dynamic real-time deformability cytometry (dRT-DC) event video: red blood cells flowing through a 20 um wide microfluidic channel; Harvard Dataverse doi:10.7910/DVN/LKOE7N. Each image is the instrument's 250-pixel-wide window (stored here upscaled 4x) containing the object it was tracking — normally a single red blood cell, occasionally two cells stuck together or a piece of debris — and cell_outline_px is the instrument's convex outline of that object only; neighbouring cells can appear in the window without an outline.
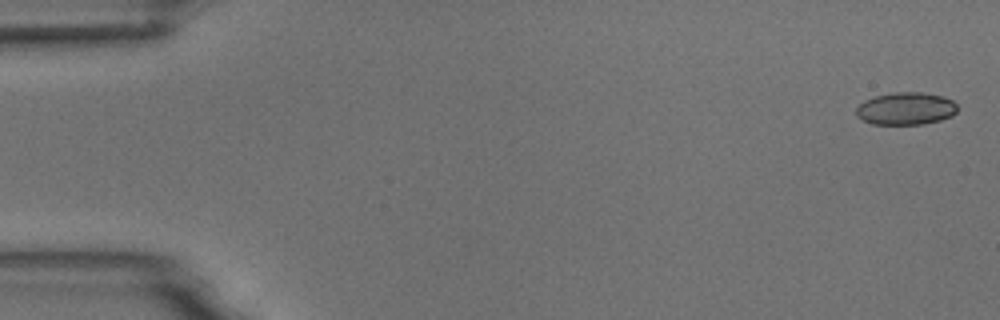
{"species": "common noctule bat (a hibernating species)", "species_latin": "Nyctalus noctula", "temperature_condition": "room temperature", "stored_images_in_passage": 5, "camera_frame_rate_fps": 3000, "um_per_image_px": 0.085, "animal": {"sex": "male", "body_mass_g": 18.8}, "frame": {"image": 1, "passage_image": 1, "time_ms": 0.0, "image_size_px": [1000, 320], "cell_outline_px": [[956, 112], [952, 116], [940, 120], [924, 124], [872, 124], [856, 116], [856, 108], [864, 100], [876, 96], [892, 92], [924, 92], [944, 96], [952, 100], [956, 104]], "centroid_in_image_um": [77.0, 9.22], "position_along_channel_um": 8.0, "area_um2": 19.25}}
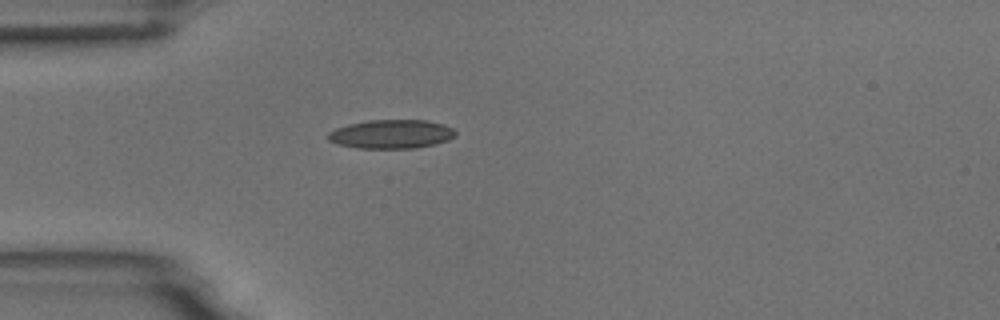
{"frame": {"image": 2, "passage_image": 5, "time_ms": 4.667, "image_size_px": [1000, 320], "cell_outline_px": [[456, 136], [448, 140], [436, 144], [416, 148], [356, 148], [340, 144], [328, 140], [328, 132], [336, 128], [348, 124], [368, 120], [424, 120], [444, 124], [452, 128], [456, 132]], "centroid_in_image_um": [33.28, 11.4], "position_along_channel_um": 51.7, "area_um2": 21.44}}